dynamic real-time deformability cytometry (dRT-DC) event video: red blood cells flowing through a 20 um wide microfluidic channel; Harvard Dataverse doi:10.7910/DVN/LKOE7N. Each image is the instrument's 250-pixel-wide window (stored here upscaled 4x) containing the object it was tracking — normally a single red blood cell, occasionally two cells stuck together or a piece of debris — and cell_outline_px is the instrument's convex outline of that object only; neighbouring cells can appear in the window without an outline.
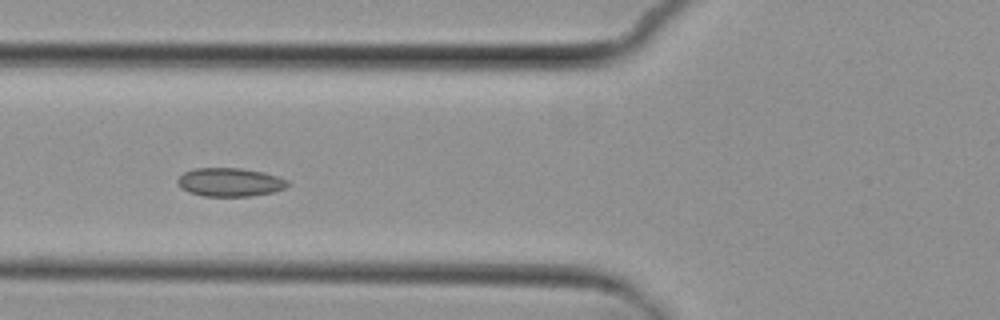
{"species": "common noctule bat (a hibernating species)", "species_latin": "Nyctalus noctula", "temperature_condition": "cold", "stored_images_in_passage": 5, "camera_frame_rate_fps": 3000, "um_per_image_px": 0.085, "animal": {"sex": "female", "body_mass_g": 29.2, "forearm_length_mm": 56.3}, "frame": {"image": 1, "passage_image": 3, "time_ms": 2.333, "image_size_px": [1000, 320], "cell_outline_px": [[288, 184], [284, 188], [272, 192], [248, 196], [204, 196], [188, 192], [180, 188], [176, 184], [176, 180], [184, 172], [196, 168], [240, 168], [264, 172], [288, 180]], "centroid_in_image_um": [19.49, 15.48], "position_along_channel_um": 106.3, "area_um2": 18.26}}
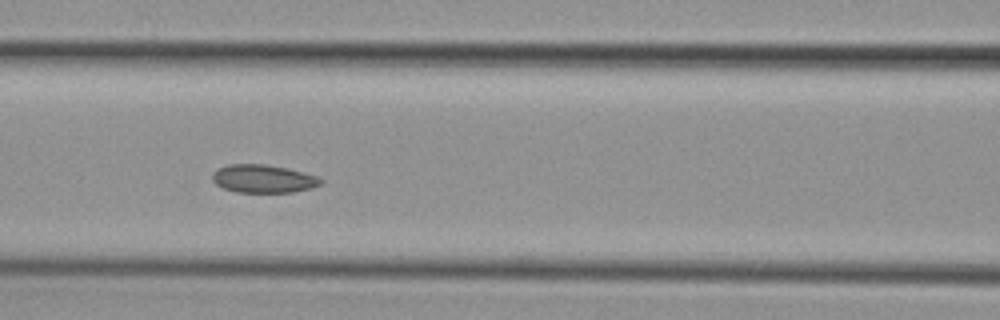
{"frame": {"image": 2, "passage_image": 4, "time_ms": 3.333, "image_size_px": [1000, 320], "cell_outline_px": [[324, 180], [320, 184], [312, 188], [292, 192], [236, 192], [224, 188], [216, 184], [212, 180], [212, 172], [216, 168], [228, 164], [264, 164], [288, 168], [304, 172], [316, 176]], "centroid_in_image_um": [22.35, 15.18], "position_along_channel_um": 144.2, "area_um2": 17.86}}
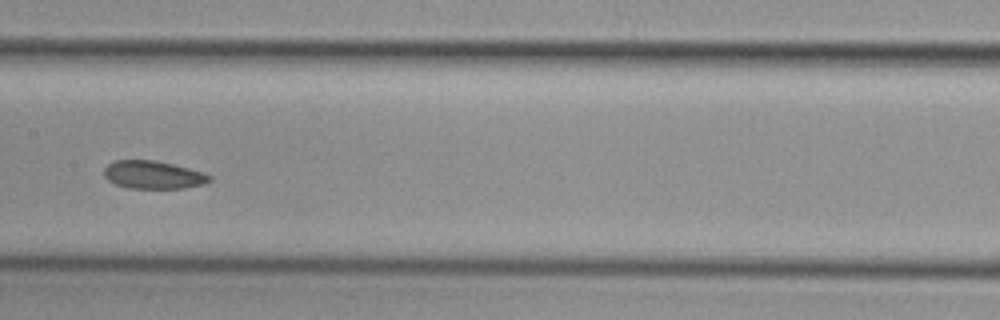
{"frame": {"image": 3, "passage_image": 5, "time_ms": 4.667, "image_size_px": [1000, 320], "cell_outline_px": [[212, 180], [204, 184], [184, 188], [128, 188], [116, 184], [108, 180], [104, 176], [104, 168], [112, 160], [152, 160], [172, 164], [204, 172], [212, 176]], "centroid_in_image_um": [13.02, 14.86], "position_along_channel_um": 194.4, "area_um2": 17.22}}